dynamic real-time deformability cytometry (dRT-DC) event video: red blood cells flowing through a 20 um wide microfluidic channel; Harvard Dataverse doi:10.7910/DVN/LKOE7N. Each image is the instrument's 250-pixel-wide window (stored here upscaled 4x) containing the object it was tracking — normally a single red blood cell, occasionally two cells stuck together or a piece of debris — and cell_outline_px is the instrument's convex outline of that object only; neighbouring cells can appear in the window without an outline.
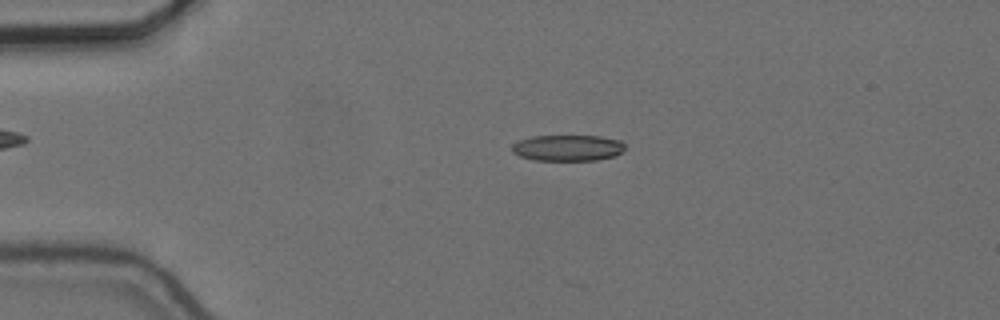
{"species": "common noctule bat (a hibernating species)", "species_latin": "Nyctalus noctula", "temperature_condition": "cold", "stored_images_in_passage": 10, "camera_frame_rate_fps": 3000, "um_per_image_px": 0.085, "animal": {"sex": "female", "body_mass_g": 24.6, "forearm_length_mm": 56.2}, "frame": {"image": 1, "passage_image": 5, "time_ms": 1.333, "image_size_px": [1000, 320], "cell_outline_px": [[624, 148], [616, 156], [596, 160], [536, 160], [520, 156], [512, 152], [512, 144], [520, 140], [532, 136], [600, 136], [620, 140], [624, 144]], "centroid_in_image_um": [48.26, 12.57], "position_along_channel_um": 36.7, "area_um2": 17.11}}